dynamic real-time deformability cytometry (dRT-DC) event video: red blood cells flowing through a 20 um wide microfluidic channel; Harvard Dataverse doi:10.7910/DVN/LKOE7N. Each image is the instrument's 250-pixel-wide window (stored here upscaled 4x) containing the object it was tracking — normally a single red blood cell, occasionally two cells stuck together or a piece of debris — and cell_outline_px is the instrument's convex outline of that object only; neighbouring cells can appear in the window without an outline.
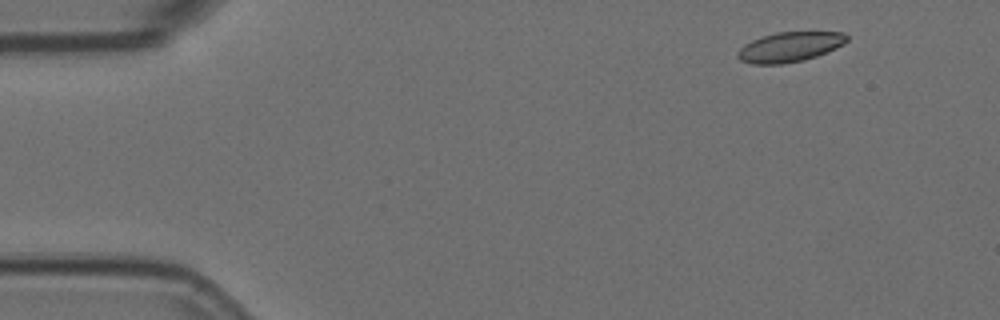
{"species": "Egyptian fruit bat (a non-hibernating species)", "species_latin": "Rousettus aegyptiacus", "temperature_condition": "room temperature", "stored_images_in_passage": 4, "camera_frame_rate_fps": 3000, "um_per_image_px": 0.085, "animal": {"sex": "female"}, "frame": {"image": 1, "passage_image": 1, "time_ms": 0.0, "image_size_px": [1000, 320], "cell_outline_px": [[848, 40], [844, 44], [836, 48], [816, 56], [804, 60], [784, 64], [752, 64], [740, 60], [736, 56], [736, 52], [744, 44], [752, 40], [776, 32], [844, 32], [848, 36]], "centroid_in_image_um": [67.12, 3.99], "position_along_channel_um": 17.9, "area_um2": 19.07}}
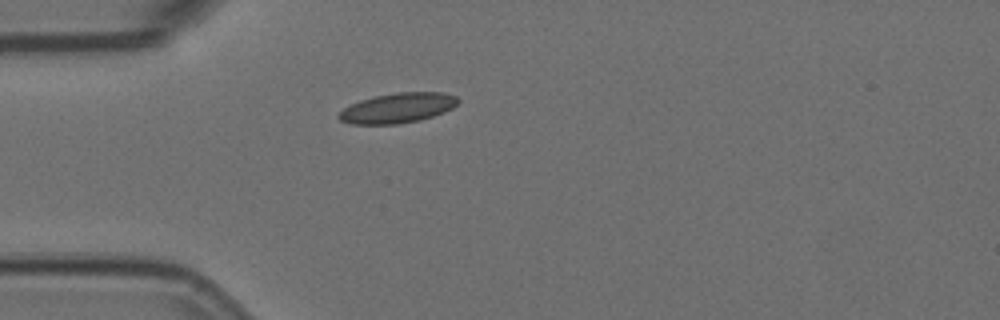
{"frame": {"image": 2, "passage_image": 3, "time_ms": 0.667, "image_size_px": [1000, 320], "cell_outline_px": [[460, 100], [452, 108], [444, 112], [420, 120], [396, 124], [352, 124], [340, 120], [336, 116], [344, 108], [360, 100], [376, 96], [396, 92], [444, 92], [456, 96]], "centroid_in_image_um": [33.81, 9.17], "position_along_channel_um": 51.2, "area_um2": 20.75}}